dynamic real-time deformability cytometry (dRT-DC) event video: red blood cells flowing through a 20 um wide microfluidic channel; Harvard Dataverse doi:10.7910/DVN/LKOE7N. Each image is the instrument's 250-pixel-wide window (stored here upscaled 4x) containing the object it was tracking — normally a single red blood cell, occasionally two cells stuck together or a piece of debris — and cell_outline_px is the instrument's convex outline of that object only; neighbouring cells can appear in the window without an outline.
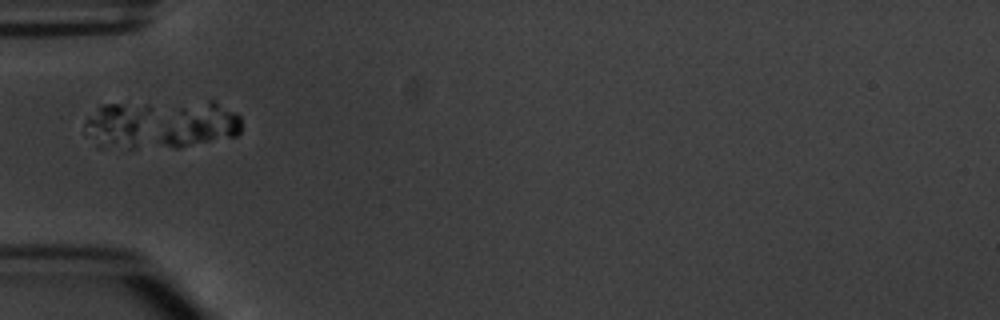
{"species": "common noctule bat (a hibernating species)", "species_latin": "Nyctalus noctula", "temperature_condition": "warm", "stored_images_in_passage": 4, "camera_frame_rate_fps": 3000, "um_per_image_px": 0.085, "animal": {"sex": "male", "body_mass_g": 20.1, "forearm_length_mm": 53.5}, "frame": {"image": 1, "passage_image": 4, "time_ms": 3.333, "image_size_px": [1000, 320], "cell_outline_px": [[152, 108], [136, 148], [96, 148], [84, 124], [100, 104], [148, 104]], "centroid_in_image_um": [10.01, 10.63], "position_along_channel_um": 75.0, "area_um2": 17.05}}